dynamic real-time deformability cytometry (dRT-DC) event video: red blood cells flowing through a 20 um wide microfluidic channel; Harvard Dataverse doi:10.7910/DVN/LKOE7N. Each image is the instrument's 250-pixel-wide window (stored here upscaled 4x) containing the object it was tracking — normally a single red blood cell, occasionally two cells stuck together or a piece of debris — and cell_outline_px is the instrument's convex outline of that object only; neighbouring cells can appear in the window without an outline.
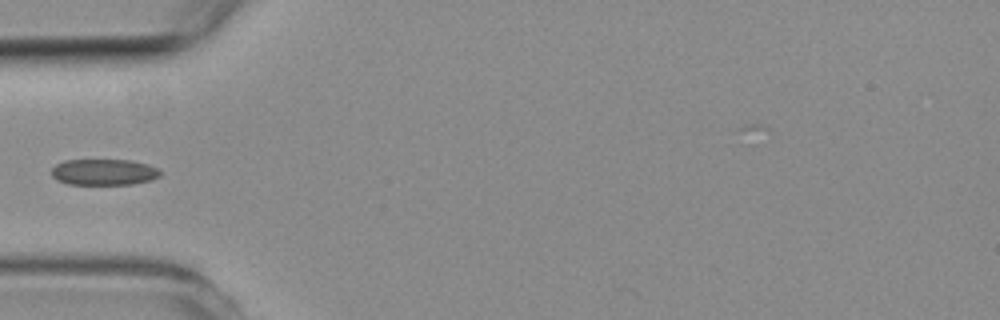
{"species": "common noctule bat (a hibernating species)", "species_latin": "Nyctalus noctula", "temperature_condition": "room temperature", "stored_images_in_passage": 4, "camera_frame_rate_fps": 3000, "um_per_image_px": 0.085, "animal": {"sex": "female", "body_mass_g": 19.3, "forearm_length_mm": 54.1}, "frame": {"image": 1, "passage_image": 3, "time_ms": 4.0, "image_size_px": [1000, 320], "cell_outline_px": [[160, 176], [152, 180], [132, 184], [68, 184], [56, 180], [52, 176], [52, 168], [56, 164], [64, 160], [132, 160], [148, 164], [156, 168], [160, 172]], "centroid_in_image_um": [8.82, 14.62], "position_along_channel_um": 76.2, "area_um2": 16.59}}
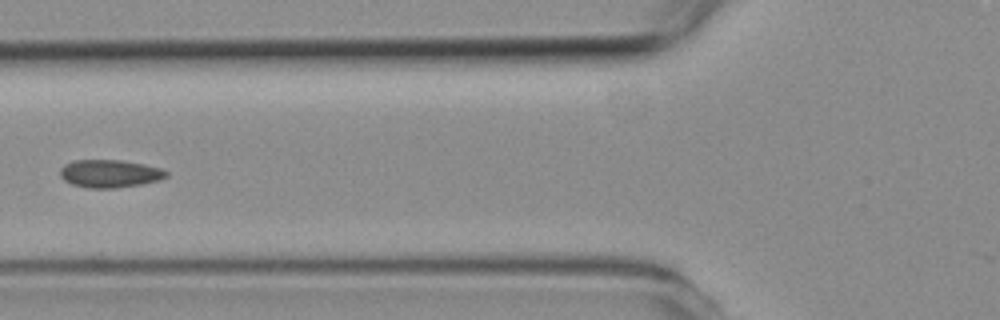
{"frame": {"image": 2, "passage_image": 4, "time_ms": 5.0, "image_size_px": [1000, 320], "cell_outline_px": [[168, 176], [160, 180], [144, 184], [116, 188], [88, 188], [72, 184], [64, 180], [60, 176], [60, 168], [64, 164], [76, 160], [120, 160], [144, 164], [160, 168], [168, 172]], "centroid_in_image_um": [9.34, 14.76], "position_along_channel_um": 116.5, "area_um2": 17.34}}